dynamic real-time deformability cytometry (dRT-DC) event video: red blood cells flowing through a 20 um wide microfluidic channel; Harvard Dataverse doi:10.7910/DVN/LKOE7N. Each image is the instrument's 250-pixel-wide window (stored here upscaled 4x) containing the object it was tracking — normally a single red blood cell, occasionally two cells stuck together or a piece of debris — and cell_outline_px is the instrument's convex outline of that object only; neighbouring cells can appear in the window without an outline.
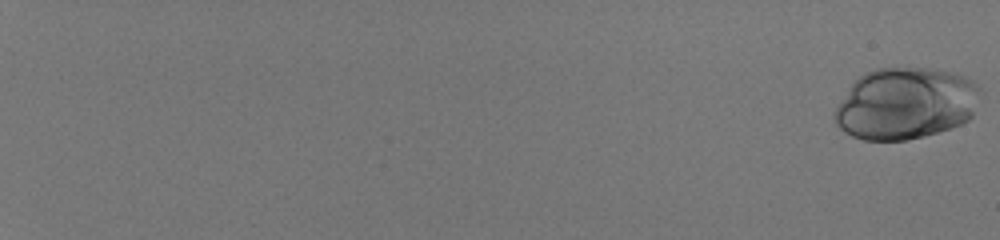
{"species": "human", "species_latin": "Homo sapiens", "temperature_condition": "room temperature", "stored_images_in_passage": 56, "camera_frame_rate_fps": 3000, "um_per_image_px": 0.085, "donor": {"sex": "male"}, "frame": {"image": 1, "passage_image": 1, "time_ms": 0.0, "image_size_px": [1000, 240], "cell_outline_px": [[984, 92], [972, 116], [968, 120], [952, 128], [924, 136], [908, 140], [864, 140], [852, 136], [844, 132], [836, 124], [832, 116], [836, 108], [852, 84], [860, 76], [876, 68], [928, 68], [948, 72], [964, 76], [972, 80]], "centroid_in_image_um": [77.01, 8.81], "position_along_channel_um": 8.0, "area_um2": 61.04}}
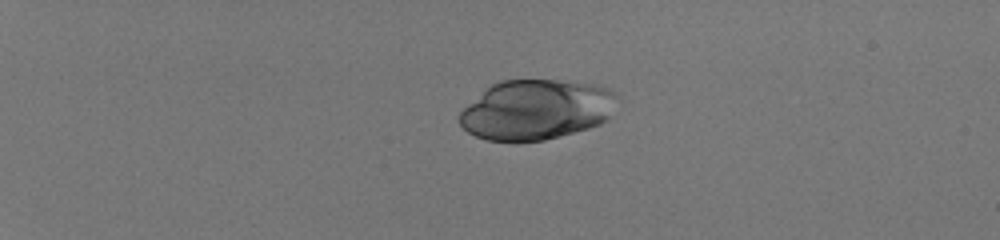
{"frame": {"image": 2, "passage_image": 17, "time_ms": 5.333, "image_size_px": [1000, 240], "cell_outline_px": [[620, 96], [608, 120], [600, 124], [588, 128], [544, 140], [516, 144], [484, 140], [468, 132], [460, 124], [456, 116], [484, 88], [500, 80], [556, 80], [592, 84], [608, 88], [616, 92]], "centroid_in_image_um": [45.56, 9.35], "position_along_channel_um": 39.4, "area_um2": 56.18}}